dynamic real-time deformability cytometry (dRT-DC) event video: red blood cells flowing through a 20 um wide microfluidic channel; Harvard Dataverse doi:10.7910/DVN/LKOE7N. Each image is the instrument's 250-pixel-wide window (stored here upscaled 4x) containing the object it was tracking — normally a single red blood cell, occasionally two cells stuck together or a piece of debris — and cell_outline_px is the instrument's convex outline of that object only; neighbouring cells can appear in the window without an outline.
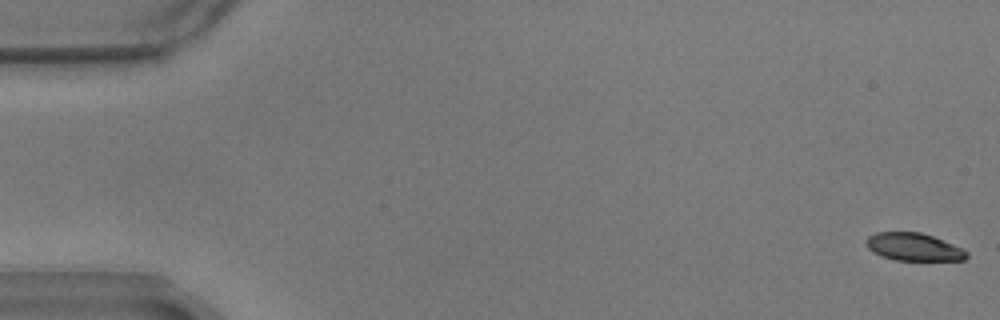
{"species": "common noctule bat (a hibernating species)", "species_latin": "Nyctalus noctula", "temperature_condition": "warm", "stored_images_in_passage": 59, "camera_frame_rate_fps": 3000, "um_per_image_px": 0.085, "animal": {"sex": "male", "body_mass_g": 17.9}, "frame": {"image": 1, "passage_image": 1, "time_ms": 0.0, "image_size_px": [1000, 320], "cell_outline_px": [[968, 256], [964, 260], [896, 260], [880, 256], [872, 252], [868, 248], [868, 236], [876, 232], [920, 232], [932, 236], [964, 248], [968, 252]], "centroid_in_image_um": [77.69, 20.99], "position_along_channel_um": 7.3, "area_um2": 16.18}}
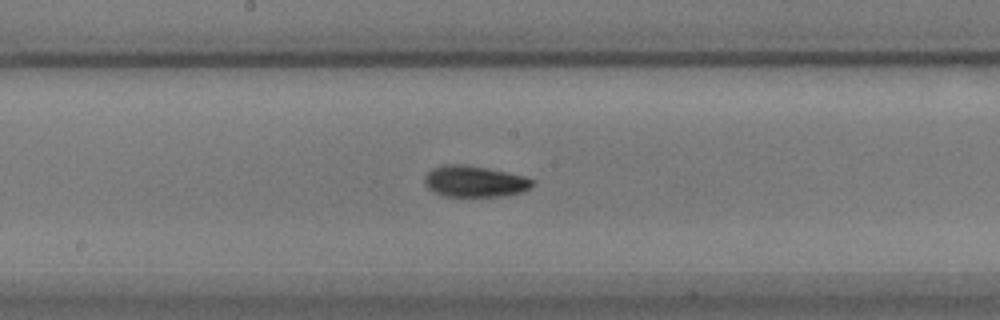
{"frame": {"image": 2, "passage_image": 31, "time_ms": 10.0, "image_size_px": [1000, 320], "cell_outline_px": [[536, 180], [528, 188], [520, 192], [504, 196], [440, 196], [428, 188], [424, 184], [424, 176], [432, 168], [444, 164], [464, 164], [488, 168], [524, 176]], "centroid_in_image_um": [40.3, 15.41], "position_along_channel_um": 207.9, "area_um2": 19.71}}
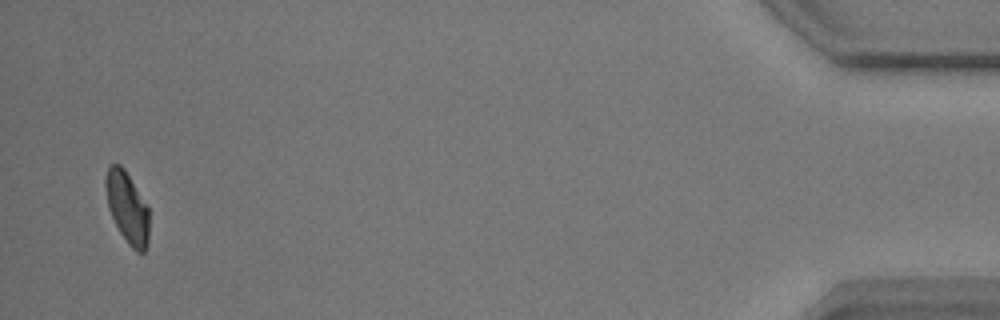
{"frame": {"image": 3, "passage_image": 57, "time_ms": 18.667, "image_size_px": [1000, 320], "cell_outline_px": [[148, 244], [144, 252], [136, 252], [128, 244], [120, 232], [108, 208], [104, 184], [104, 180], [108, 168], [112, 164], [120, 164], [124, 168], [148, 204]], "centroid_in_image_um": [10.82, 17.62], "position_along_channel_um": 424.4, "area_um2": 18.21}, "authors_computed_cell_mechanics": {"area_um2": 18.9006, "velocity_mm_per_s": 3.4619, "shape_relaxation_time_tau1_ms": 2.8199, "shape_relaxation_time_tau2_ms": 3.2227, "deformation_change_tau1": 0.1387, "deformation_change_tau2": 0.0859}}